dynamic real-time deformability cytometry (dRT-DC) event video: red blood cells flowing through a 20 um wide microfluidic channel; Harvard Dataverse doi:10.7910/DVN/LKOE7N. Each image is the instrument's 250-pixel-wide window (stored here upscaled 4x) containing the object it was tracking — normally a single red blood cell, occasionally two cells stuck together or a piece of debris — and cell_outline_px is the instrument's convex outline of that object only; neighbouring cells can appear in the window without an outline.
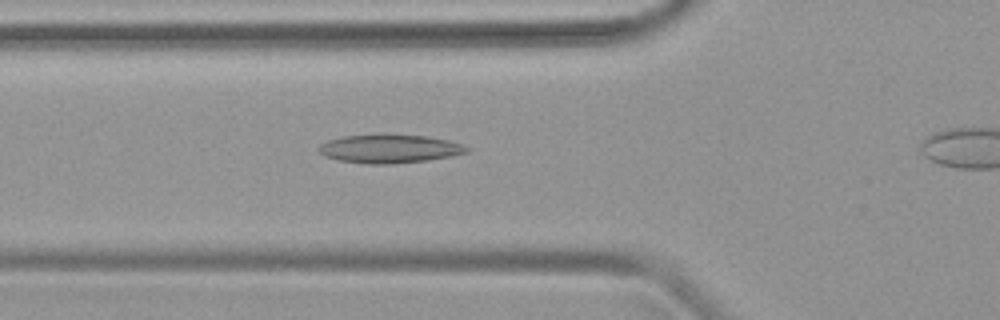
{"species": "common noctule bat (a hibernating species)", "species_latin": "Nyctalus noctula", "temperature_condition": "warm", "stored_images_in_passage": 33, "camera_frame_rate_fps": 3000, "um_per_image_px": 0.085, "animal": {"sex": "female", "body_mass_g": 19.9}, "frame": {"image": 1, "passage_image": 11, "time_ms": 3.333, "image_size_px": [1000, 320], "cell_outline_px": [[472, 148], [468, 152], [452, 156], [428, 160], [392, 164], [368, 164], [340, 160], [324, 156], [316, 148], [320, 144], [328, 140], [344, 136], [428, 136], [448, 140], [464, 144]], "centroid_in_image_um": [33.16, 12.67], "position_along_channel_um": 92.6, "area_um2": 24.22}}
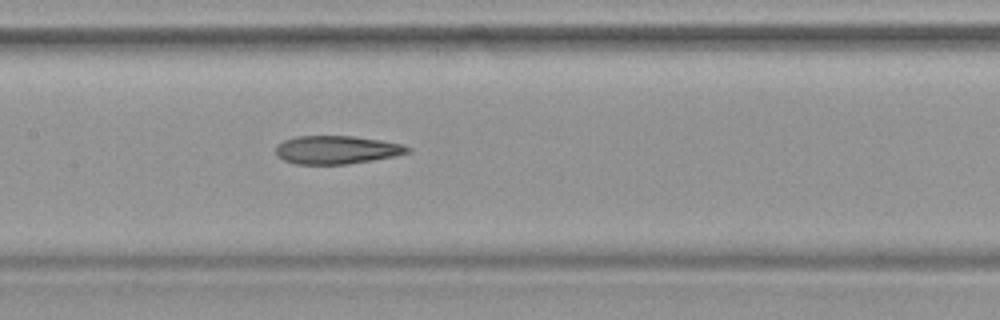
{"frame": {"image": 2, "passage_image": 17, "time_ms": 5.333, "image_size_px": [1000, 320], "cell_outline_px": [[412, 152], [396, 156], [348, 164], [296, 164], [284, 160], [276, 156], [276, 144], [284, 140], [296, 136], [352, 136], [380, 140], [400, 144], [412, 148]], "centroid_in_image_um": [28.61, 12.74], "position_along_channel_um": 178.8, "area_um2": 21.79}}
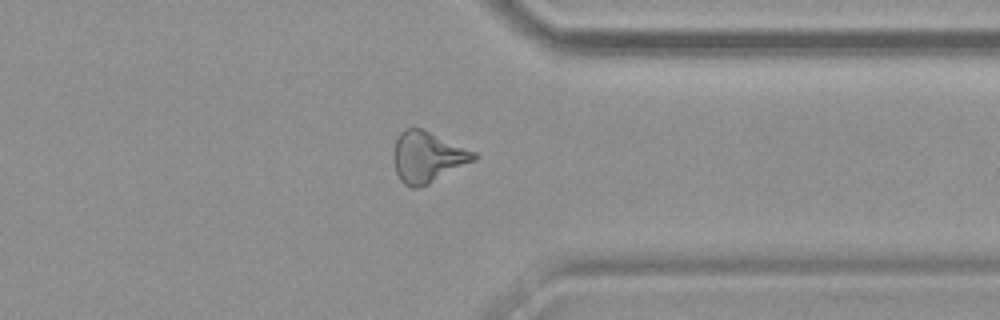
{"frame": {"image": 3, "passage_image": 31, "time_ms": 10.0, "image_size_px": [1000, 320], "cell_outline_px": [[480, 156], [476, 160], [428, 184], [416, 188], [412, 188], [404, 184], [400, 180], [396, 172], [392, 160], [392, 152], [396, 140], [400, 132], [404, 128], [424, 128], [476, 152]], "centroid_in_image_um": [36.33, 13.33], "position_along_channel_um": 375.1, "area_um2": 24.22}}